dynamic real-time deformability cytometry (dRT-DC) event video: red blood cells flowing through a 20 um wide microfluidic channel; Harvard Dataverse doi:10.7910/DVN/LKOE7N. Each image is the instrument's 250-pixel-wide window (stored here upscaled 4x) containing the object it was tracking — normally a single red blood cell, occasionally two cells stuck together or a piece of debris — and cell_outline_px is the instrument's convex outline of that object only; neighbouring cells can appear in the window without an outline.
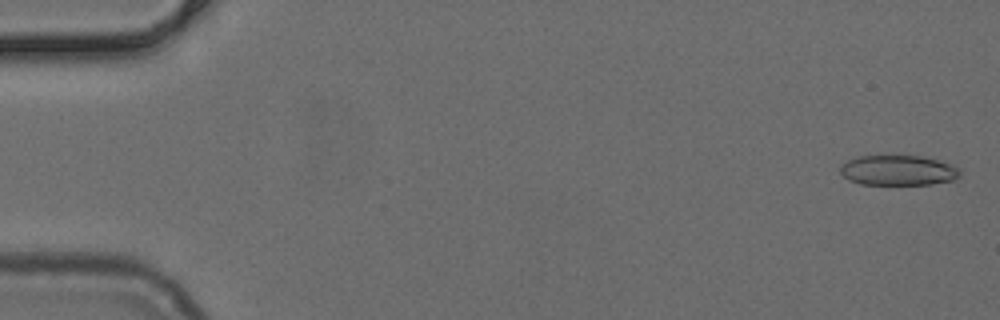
{"species": "common noctule bat (a hibernating species)", "species_latin": "Nyctalus noctula", "temperature_condition": "cold", "stored_images_in_passage": 49, "camera_frame_rate_fps": 3000, "um_per_image_px": 0.085, "animal": {"sex": "female", "body_mass_g": 24.6, "forearm_length_mm": 56.2}, "frame": {"image": 1, "passage_image": 1, "time_ms": 0.0, "image_size_px": [1000, 320], "cell_outline_px": [[960, 176], [952, 180], [932, 184], [860, 184], [848, 180], [840, 172], [840, 164], [848, 160], [860, 156], [896, 152], [920, 156], [936, 160], [960, 168]], "centroid_in_image_um": [76.29, 14.43], "position_along_channel_um": 8.7, "area_um2": 21.73}}
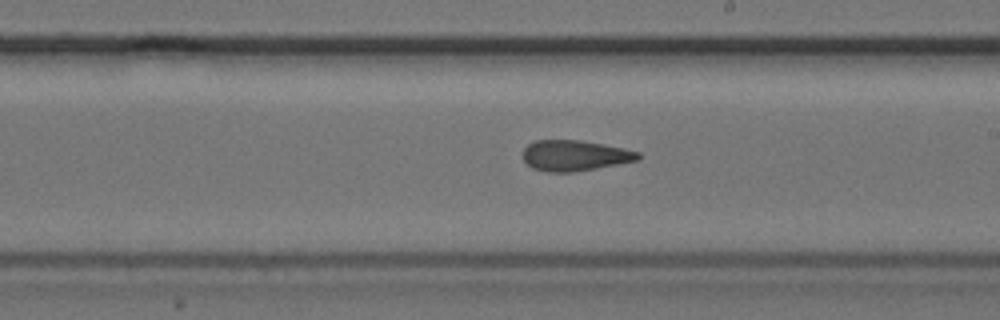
{"frame": {"image": 2, "passage_image": 28, "time_ms": 9.0, "image_size_px": [1000, 320], "cell_outline_px": [[640, 156], [636, 160], [596, 168], [572, 172], [548, 172], [532, 168], [524, 160], [524, 148], [532, 140], [580, 140], [624, 148], [640, 152]], "centroid_in_image_um": [48.82, 13.21], "position_along_channel_um": 240.2, "area_um2": 20.4}}
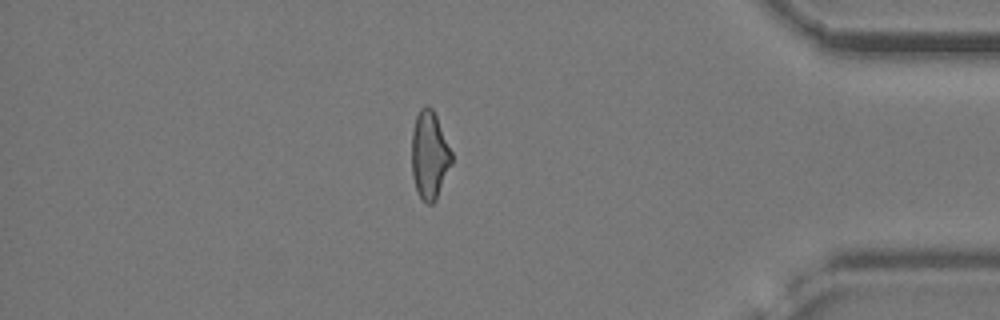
{"frame": {"image": 3, "passage_image": 42, "time_ms": 13.667, "image_size_px": [1000, 320], "cell_outline_px": [[452, 164], [436, 200], [432, 204], [428, 204], [420, 196], [416, 188], [412, 176], [412, 132], [416, 116], [420, 108], [428, 104], [432, 108], [436, 116], [452, 152]], "centroid_in_image_um": [36.51, 13.18], "position_along_channel_um": 398.7, "area_um2": 20.4}}